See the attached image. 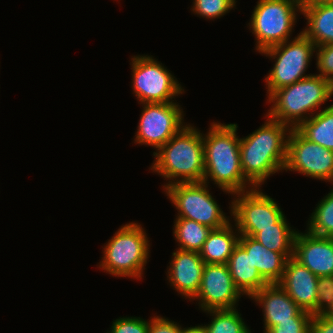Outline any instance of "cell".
<instances>
[{"mask_svg": "<svg viewBox=\"0 0 333 333\" xmlns=\"http://www.w3.org/2000/svg\"><path fill=\"white\" fill-rule=\"evenodd\" d=\"M167 280L174 290L191 301L199 291L205 263L198 252L177 249L172 253Z\"/></svg>", "mask_w": 333, "mask_h": 333, "instance_id": "16", "label": "cell"}, {"mask_svg": "<svg viewBox=\"0 0 333 333\" xmlns=\"http://www.w3.org/2000/svg\"><path fill=\"white\" fill-rule=\"evenodd\" d=\"M241 296L227 264H205L199 291L191 301L197 299L202 311L234 309Z\"/></svg>", "mask_w": 333, "mask_h": 333, "instance_id": "13", "label": "cell"}, {"mask_svg": "<svg viewBox=\"0 0 333 333\" xmlns=\"http://www.w3.org/2000/svg\"><path fill=\"white\" fill-rule=\"evenodd\" d=\"M302 13L301 0H258L248 23L255 36V51H262L290 40Z\"/></svg>", "mask_w": 333, "mask_h": 333, "instance_id": "6", "label": "cell"}, {"mask_svg": "<svg viewBox=\"0 0 333 333\" xmlns=\"http://www.w3.org/2000/svg\"><path fill=\"white\" fill-rule=\"evenodd\" d=\"M296 130L310 142L333 151V104L303 121Z\"/></svg>", "mask_w": 333, "mask_h": 333, "instance_id": "23", "label": "cell"}, {"mask_svg": "<svg viewBox=\"0 0 333 333\" xmlns=\"http://www.w3.org/2000/svg\"><path fill=\"white\" fill-rule=\"evenodd\" d=\"M227 266L235 286L250 298L269 284L253 265L250 254L238 243L230 256Z\"/></svg>", "mask_w": 333, "mask_h": 333, "instance_id": "19", "label": "cell"}, {"mask_svg": "<svg viewBox=\"0 0 333 333\" xmlns=\"http://www.w3.org/2000/svg\"><path fill=\"white\" fill-rule=\"evenodd\" d=\"M250 299L262 308L263 333H267L278 322L292 321L293 317L313 316L303 311L278 283L267 284Z\"/></svg>", "mask_w": 333, "mask_h": 333, "instance_id": "14", "label": "cell"}, {"mask_svg": "<svg viewBox=\"0 0 333 333\" xmlns=\"http://www.w3.org/2000/svg\"><path fill=\"white\" fill-rule=\"evenodd\" d=\"M293 257L317 277L333 276V237L297 232Z\"/></svg>", "mask_w": 333, "mask_h": 333, "instance_id": "15", "label": "cell"}, {"mask_svg": "<svg viewBox=\"0 0 333 333\" xmlns=\"http://www.w3.org/2000/svg\"><path fill=\"white\" fill-rule=\"evenodd\" d=\"M149 321L141 317H119L112 321L110 331L107 333H148Z\"/></svg>", "mask_w": 333, "mask_h": 333, "instance_id": "29", "label": "cell"}, {"mask_svg": "<svg viewBox=\"0 0 333 333\" xmlns=\"http://www.w3.org/2000/svg\"><path fill=\"white\" fill-rule=\"evenodd\" d=\"M316 315H325L333 307V276H319Z\"/></svg>", "mask_w": 333, "mask_h": 333, "instance_id": "28", "label": "cell"}, {"mask_svg": "<svg viewBox=\"0 0 333 333\" xmlns=\"http://www.w3.org/2000/svg\"><path fill=\"white\" fill-rule=\"evenodd\" d=\"M149 242L140 223H126L103 245V257L97 266L114 277L140 280L150 256Z\"/></svg>", "mask_w": 333, "mask_h": 333, "instance_id": "5", "label": "cell"}, {"mask_svg": "<svg viewBox=\"0 0 333 333\" xmlns=\"http://www.w3.org/2000/svg\"><path fill=\"white\" fill-rule=\"evenodd\" d=\"M231 223L209 233L199 252L205 264H227L240 236L236 225L234 227Z\"/></svg>", "mask_w": 333, "mask_h": 333, "instance_id": "21", "label": "cell"}, {"mask_svg": "<svg viewBox=\"0 0 333 333\" xmlns=\"http://www.w3.org/2000/svg\"><path fill=\"white\" fill-rule=\"evenodd\" d=\"M315 48L313 41L300 32L293 39L260 53L275 62L265 77L267 98L274 91L312 75L305 72L313 59Z\"/></svg>", "mask_w": 333, "mask_h": 333, "instance_id": "7", "label": "cell"}, {"mask_svg": "<svg viewBox=\"0 0 333 333\" xmlns=\"http://www.w3.org/2000/svg\"><path fill=\"white\" fill-rule=\"evenodd\" d=\"M208 183H175L164 189L178 211L176 218L194 220L211 229L224 227L231 220L209 193Z\"/></svg>", "mask_w": 333, "mask_h": 333, "instance_id": "8", "label": "cell"}, {"mask_svg": "<svg viewBox=\"0 0 333 333\" xmlns=\"http://www.w3.org/2000/svg\"><path fill=\"white\" fill-rule=\"evenodd\" d=\"M142 112L134 144L148 145L157 151L184 126V111L177 102L141 103Z\"/></svg>", "mask_w": 333, "mask_h": 333, "instance_id": "11", "label": "cell"}, {"mask_svg": "<svg viewBox=\"0 0 333 333\" xmlns=\"http://www.w3.org/2000/svg\"><path fill=\"white\" fill-rule=\"evenodd\" d=\"M310 333H333V320L326 315H313Z\"/></svg>", "mask_w": 333, "mask_h": 333, "instance_id": "33", "label": "cell"}, {"mask_svg": "<svg viewBox=\"0 0 333 333\" xmlns=\"http://www.w3.org/2000/svg\"><path fill=\"white\" fill-rule=\"evenodd\" d=\"M307 231L320 237H333V188L317 203L308 219Z\"/></svg>", "mask_w": 333, "mask_h": 333, "instance_id": "26", "label": "cell"}, {"mask_svg": "<svg viewBox=\"0 0 333 333\" xmlns=\"http://www.w3.org/2000/svg\"><path fill=\"white\" fill-rule=\"evenodd\" d=\"M318 277L294 257L288 258L278 284L303 310L316 315Z\"/></svg>", "mask_w": 333, "mask_h": 333, "instance_id": "17", "label": "cell"}, {"mask_svg": "<svg viewBox=\"0 0 333 333\" xmlns=\"http://www.w3.org/2000/svg\"><path fill=\"white\" fill-rule=\"evenodd\" d=\"M257 130L240 138V160L244 177L261 187L267 178L284 171L291 128L265 115Z\"/></svg>", "mask_w": 333, "mask_h": 333, "instance_id": "2", "label": "cell"}, {"mask_svg": "<svg viewBox=\"0 0 333 333\" xmlns=\"http://www.w3.org/2000/svg\"><path fill=\"white\" fill-rule=\"evenodd\" d=\"M284 215L274 227L260 228L253 238L267 249L282 253L287 259L294 255V240L297 230L291 228Z\"/></svg>", "mask_w": 333, "mask_h": 333, "instance_id": "22", "label": "cell"}, {"mask_svg": "<svg viewBox=\"0 0 333 333\" xmlns=\"http://www.w3.org/2000/svg\"><path fill=\"white\" fill-rule=\"evenodd\" d=\"M312 317H293L292 321L278 322L267 333H310Z\"/></svg>", "mask_w": 333, "mask_h": 333, "instance_id": "31", "label": "cell"}, {"mask_svg": "<svg viewBox=\"0 0 333 333\" xmlns=\"http://www.w3.org/2000/svg\"><path fill=\"white\" fill-rule=\"evenodd\" d=\"M130 65L132 90L140 104L175 102L173 98L185 93L171 71L153 56L133 55Z\"/></svg>", "mask_w": 333, "mask_h": 333, "instance_id": "9", "label": "cell"}, {"mask_svg": "<svg viewBox=\"0 0 333 333\" xmlns=\"http://www.w3.org/2000/svg\"><path fill=\"white\" fill-rule=\"evenodd\" d=\"M301 2L302 5H316L333 3V0H301Z\"/></svg>", "mask_w": 333, "mask_h": 333, "instance_id": "35", "label": "cell"}, {"mask_svg": "<svg viewBox=\"0 0 333 333\" xmlns=\"http://www.w3.org/2000/svg\"><path fill=\"white\" fill-rule=\"evenodd\" d=\"M315 57L318 75L328 79L333 84V44L316 47Z\"/></svg>", "mask_w": 333, "mask_h": 333, "instance_id": "30", "label": "cell"}, {"mask_svg": "<svg viewBox=\"0 0 333 333\" xmlns=\"http://www.w3.org/2000/svg\"><path fill=\"white\" fill-rule=\"evenodd\" d=\"M202 134L204 146V180L213 181L227 194H236L254 188L244 177L240 160V137L237 124L212 122ZM210 178V179H209Z\"/></svg>", "mask_w": 333, "mask_h": 333, "instance_id": "1", "label": "cell"}, {"mask_svg": "<svg viewBox=\"0 0 333 333\" xmlns=\"http://www.w3.org/2000/svg\"><path fill=\"white\" fill-rule=\"evenodd\" d=\"M229 206L230 218L234 220L240 235L254 237L260 228L274 227L284 216L277 202L260 187L233 194Z\"/></svg>", "mask_w": 333, "mask_h": 333, "instance_id": "10", "label": "cell"}, {"mask_svg": "<svg viewBox=\"0 0 333 333\" xmlns=\"http://www.w3.org/2000/svg\"><path fill=\"white\" fill-rule=\"evenodd\" d=\"M211 230L194 220L176 218L173 227V236L178 244L176 249L199 253Z\"/></svg>", "mask_w": 333, "mask_h": 333, "instance_id": "24", "label": "cell"}, {"mask_svg": "<svg viewBox=\"0 0 333 333\" xmlns=\"http://www.w3.org/2000/svg\"><path fill=\"white\" fill-rule=\"evenodd\" d=\"M180 333H206V330L204 329V327L202 325H198V326H193V327H185V328H181Z\"/></svg>", "mask_w": 333, "mask_h": 333, "instance_id": "34", "label": "cell"}, {"mask_svg": "<svg viewBox=\"0 0 333 333\" xmlns=\"http://www.w3.org/2000/svg\"><path fill=\"white\" fill-rule=\"evenodd\" d=\"M182 326L179 323L162 316H152L149 320L148 333H180Z\"/></svg>", "mask_w": 333, "mask_h": 333, "instance_id": "32", "label": "cell"}, {"mask_svg": "<svg viewBox=\"0 0 333 333\" xmlns=\"http://www.w3.org/2000/svg\"><path fill=\"white\" fill-rule=\"evenodd\" d=\"M238 243L250 254L259 274L269 283H278L284 273L287 258L282 253L271 251L253 237L240 235Z\"/></svg>", "mask_w": 333, "mask_h": 333, "instance_id": "18", "label": "cell"}, {"mask_svg": "<svg viewBox=\"0 0 333 333\" xmlns=\"http://www.w3.org/2000/svg\"><path fill=\"white\" fill-rule=\"evenodd\" d=\"M204 312L212 316L209 324L202 325L206 333H249L251 331L236 308Z\"/></svg>", "mask_w": 333, "mask_h": 333, "instance_id": "25", "label": "cell"}, {"mask_svg": "<svg viewBox=\"0 0 333 333\" xmlns=\"http://www.w3.org/2000/svg\"><path fill=\"white\" fill-rule=\"evenodd\" d=\"M325 315L331 320H333V307Z\"/></svg>", "mask_w": 333, "mask_h": 333, "instance_id": "36", "label": "cell"}, {"mask_svg": "<svg viewBox=\"0 0 333 333\" xmlns=\"http://www.w3.org/2000/svg\"><path fill=\"white\" fill-rule=\"evenodd\" d=\"M284 170L333 184V151L310 142L296 129H291Z\"/></svg>", "mask_w": 333, "mask_h": 333, "instance_id": "12", "label": "cell"}, {"mask_svg": "<svg viewBox=\"0 0 333 333\" xmlns=\"http://www.w3.org/2000/svg\"><path fill=\"white\" fill-rule=\"evenodd\" d=\"M149 169L165 178L163 190L175 183L203 182L204 146L201 131L192 124L184 126L157 151Z\"/></svg>", "mask_w": 333, "mask_h": 333, "instance_id": "3", "label": "cell"}, {"mask_svg": "<svg viewBox=\"0 0 333 333\" xmlns=\"http://www.w3.org/2000/svg\"><path fill=\"white\" fill-rule=\"evenodd\" d=\"M236 0H193L190 9L198 17L218 19L236 8Z\"/></svg>", "mask_w": 333, "mask_h": 333, "instance_id": "27", "label": "cell"}, {"mask_svg": "<svg viewBox=\"0 0 333 333\" xmlns=\"http://www.w3.org/2000/svg\"><path fill=\"white\" fill-rule=\"evenodd\" d=\"M307 26L301 32L316 47L333 44V3L302 5Z\"/></svg>", "mask_w": 333, "mask_h": 333, "instance_id": "20", "label": "cell"}, {"mask_svg": "<svg viewBox=\"0 0 333 333\" xmlns=\"http://www.w3.org/2000/svg\"><path fill=\"white\" fill-rule=\"evenodd\" d=\"M332 96L333 84L315 73L274 91L267 99L268 103L273 104L266 116L296 129L316 114L319 107Z\"/></svg>", "mask_w": 333, "mask_h": 333, "instance_id": "4", "label": "cell"}]
</instances>
